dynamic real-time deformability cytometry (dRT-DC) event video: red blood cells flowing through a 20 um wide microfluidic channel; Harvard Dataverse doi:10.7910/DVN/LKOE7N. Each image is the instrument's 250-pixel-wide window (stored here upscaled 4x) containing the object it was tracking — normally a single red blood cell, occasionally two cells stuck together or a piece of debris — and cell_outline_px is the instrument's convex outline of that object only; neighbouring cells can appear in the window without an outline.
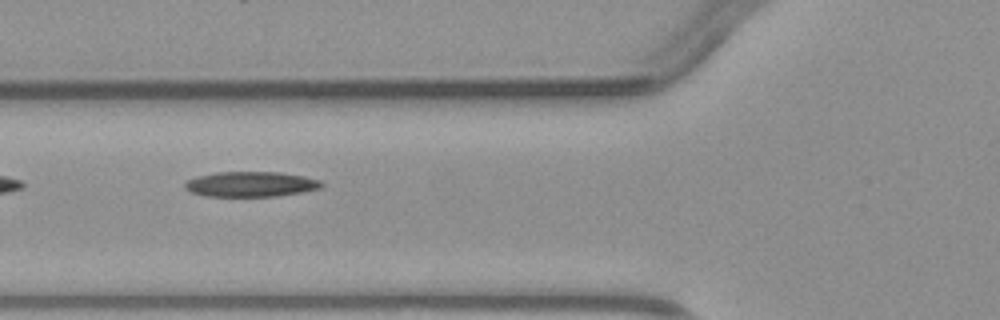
{"species": "common noctule bat (a hibernating species)", "species_latin": "Nyctalus noctula", "temperature_condition": "warm", "stored_images_in_passage": 3, "camera_frame_rate_fps": 3000, "um_per_image_px": 0.085, "animal": {"sex": "male", "body_mass_g": 23.1, "forearm_length_mm": 52.7}, "frame": {"image": 1, "passage_image": 2, "time_ms": 1.333, "image_size_px": [1000, 320], "cell_outline_px": [[324, 184], [320, 188], [304, 192], [276, 196], [204, 196], [192, 192], [184, 188], [184, 184], [188, 180], [196, 176], [216, 172], [280, 172], [304, 176], [320, 180]], "centroid_in_image_um": [21.32, 15.65], "position_along_channel_um": 104.5, "area_um2": 20.11}}
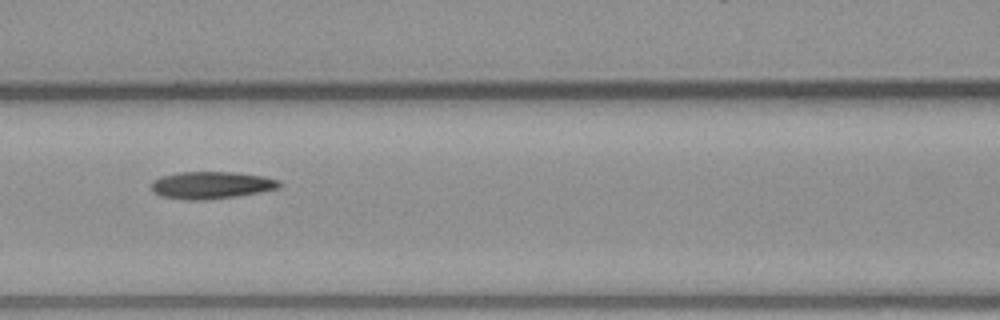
{"frame": {"image": 2, "passage_image": 3, "time_ms": 2.333, "image_size_px": [1000, 320], "cell_outline_px": [[284, 184], [280, 188], [260, 192], [236, 196], [204, 200], [192, 200], [164, 196], [152, 192], [152, 180], [160, 176], [180, 172], [236, 172], [264, 176], [280, 180]], "centroid_in_image_um": [18.02, 15.72], "position_along_channel_um": 148.6, "area_um2": 20.4}}